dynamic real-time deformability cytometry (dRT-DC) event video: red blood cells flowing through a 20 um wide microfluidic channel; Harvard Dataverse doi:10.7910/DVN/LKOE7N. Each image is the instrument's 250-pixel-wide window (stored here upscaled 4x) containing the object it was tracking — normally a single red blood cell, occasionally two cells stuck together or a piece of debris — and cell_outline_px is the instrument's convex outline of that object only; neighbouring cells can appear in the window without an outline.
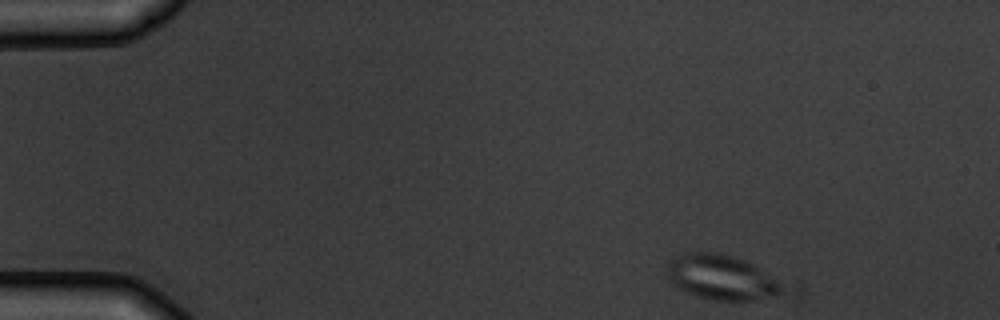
{"species": "common noctule bat (a hibernating species)", "species_latin": "Nyctalus noctula", "temperature_condition": "warm", "stored_images_in_passage": 5, "camera_frame_rate_fps": 3000, "um_per_image_px": 0.085, "animal": {"sex": "male", "body_mass_g": 19.5, "forearm_length_mm": 54.6}, "frame": {"image": 1, "passage_image": 1, "time_ms": 0.0, "image_size_px": [1000, 320], "cell_outline_px": [[788, 288], [780, 292], [748, 300], [716, 300], [700, 296], [688, 292], [672, 284], [668, 276], [668, 264], [676, 256], [684, 252], [704, 252], [732, 256], [744, 260], [752, 264]], "centroid_in_image_um": [61.27, 23.55], "position_along_channel_um": 23.7, "area_um2": 29.07}}